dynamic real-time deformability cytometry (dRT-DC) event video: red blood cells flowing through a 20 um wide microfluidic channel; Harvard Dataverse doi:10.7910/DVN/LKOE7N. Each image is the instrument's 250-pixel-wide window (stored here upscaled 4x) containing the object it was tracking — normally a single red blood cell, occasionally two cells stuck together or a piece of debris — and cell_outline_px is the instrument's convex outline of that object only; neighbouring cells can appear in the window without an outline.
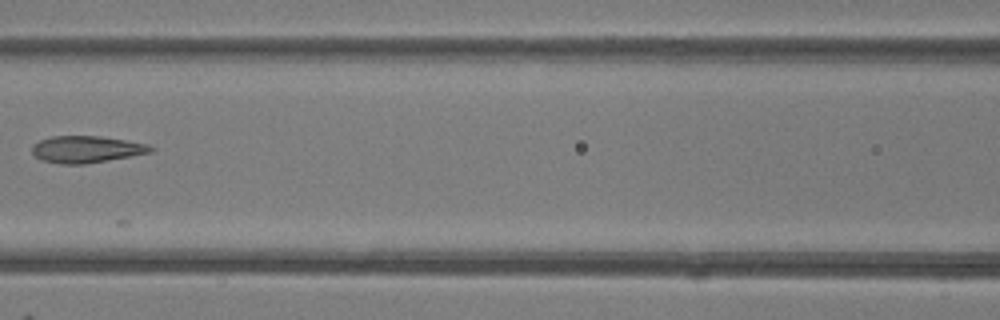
{"species": "common noctule bat (a hibernating species)", "species_latin": "Nyctalus noctula", "temperature_condition": "room temperature", "stored_images_in_passage": 6, "camera_frame_rate_fps": 3000, "um_per_image_px": 0.085, "animal": {"sex": "female"}, "frame": {"image": 1, "passage_image": 6, "time_ms": 6.667, "image_size_px": [1000, 320], "cell_outline_px": [[156, 148], [152, 152], [84, 164], [60, 164], [40, 160], [32, 152], [32, 144], [40, 140], [52, 136], [100, 136], [148, 144]], "centroid_in_image_um": [7.32, 12.69], "position_along_channel_um": 159.3, "area_um2": 18.5}}